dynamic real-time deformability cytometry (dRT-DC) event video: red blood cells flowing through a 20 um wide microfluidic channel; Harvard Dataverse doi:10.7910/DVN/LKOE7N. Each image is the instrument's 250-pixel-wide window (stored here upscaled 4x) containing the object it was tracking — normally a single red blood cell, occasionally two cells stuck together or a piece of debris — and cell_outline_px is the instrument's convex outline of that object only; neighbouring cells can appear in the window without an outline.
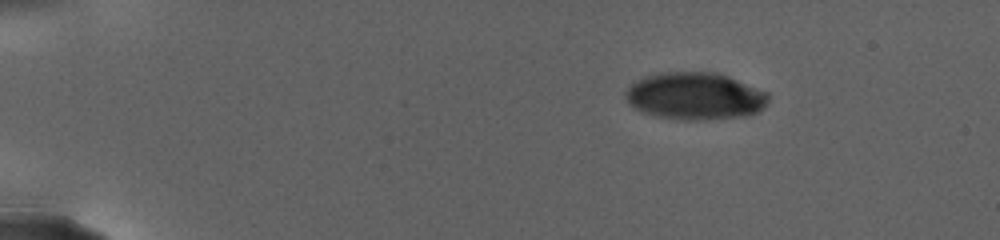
{"species": "human", "species_latin": "Homo sapiens", "temperature_condition": "warm", "stored_images_in_passage": 17, "camera_frame_rate_fps": 3000, "um_per_image_px": 0.085, "donor": {"sex": "female"}, "frame": {"image": 1, "passage_image": 1, "time_ms": 0.0, "image_size_px": [1000, 240], "cell_outline_px": [[768, 104], [764, 108], [748, 116], [708, 120], [684, 120], [652, 116], [640, 112], [628, 104], [624, 96], [624, 92], [636, 80], [644, 76], [660, 72], [716, 72], [728, 76], [768, 92]], "centroid_in_image_um": [59.06, 8.18], "position_along_channel_um": 25.9, "area_um2": 40.0}}
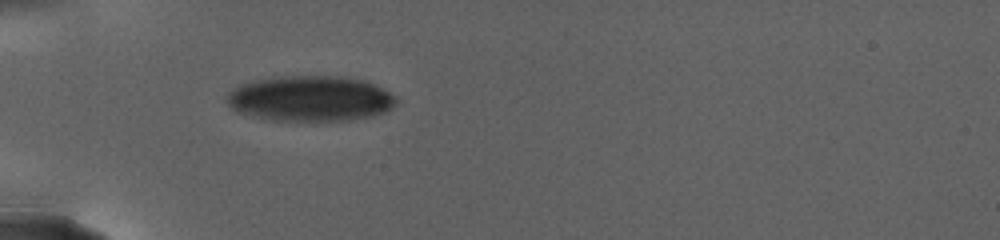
{"frame": {"image": 2, "passage_image": 16, "time_ms": 5.0, "image_size_px": [1000, 240], "cell_outline_px": [[396, 100], [392, 108], [384, 112], [372, 116], [348, 120], [272, 120], [252, 116], [236, 112], [228, 104], [228, 92], [240, 84], [256, 80], [280, 76], [340, 76], [364, 80], [396, 96]], "centroid_in_image_um": [26.36, 8.37], "position_along_channel_um": 58.6, "area_um2": 44.62}}